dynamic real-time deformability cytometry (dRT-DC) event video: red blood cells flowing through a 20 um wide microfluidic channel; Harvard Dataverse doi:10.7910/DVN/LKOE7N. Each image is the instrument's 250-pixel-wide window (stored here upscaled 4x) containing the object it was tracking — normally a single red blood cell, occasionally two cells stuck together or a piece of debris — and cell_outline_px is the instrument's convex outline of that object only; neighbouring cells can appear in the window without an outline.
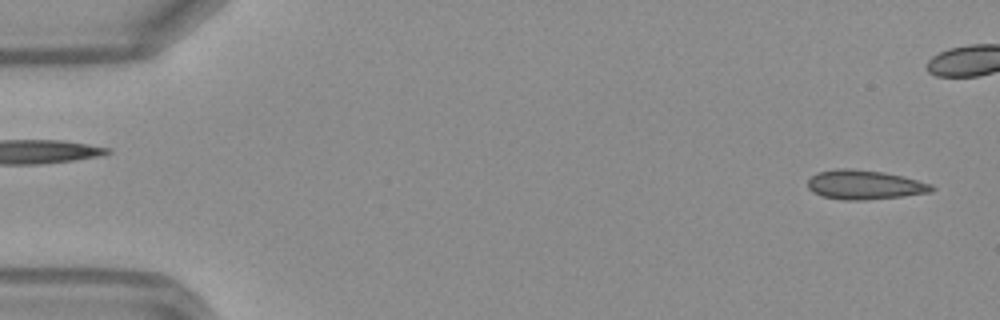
{"species": "Egyptian fruit bat (a non-hibernating species)", "species_latin": "Rousettus aegyptiacus", "temperature_condition": "warm", "stored_images_in_passage": 22, "camera_frame_rate_fps": 3000, "um_per_image_px": 0.085, "frame": {"image": 1, "passage_image": 1, "time_ms": 0.0, "image_size_px": [1000, 320], "cell_outline_px": [[936, 188], [932, 192], [900, 196], [864, 200], [844, 200], [820, 196], [812, 192], [808, 188], [808, 180], [816, 172], [836, 168], [852, 168], [884, 172], [904, 176], [932, 184]], "centroid_in_image_um": [73.47, 15.69], "position_along_channel_um": 11.5, "area_um2": 21.39}}
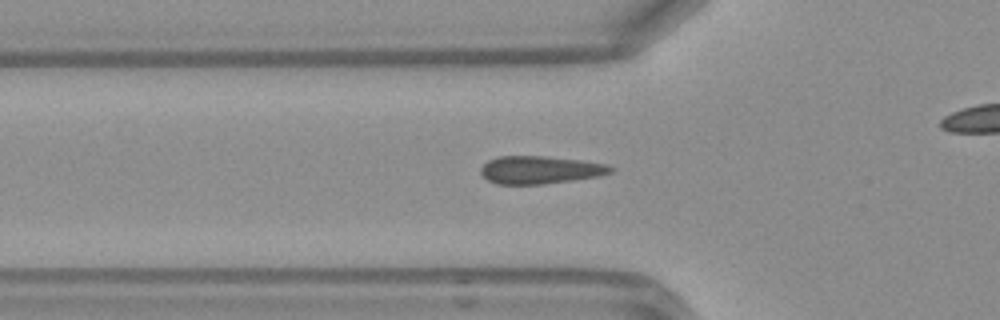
{"frame": {"image": 2, "passage_image": 15, "time_ms": 4.667, "image_size_px": [1000, 320], "cell_outline_px": [[616, 168], [612, 172], [600, 176], [544, 184], [496, 184], [488, 180], [480, 172], [480, 168], [488, 160], [500, 156], [544, 156], [580, 160], [608, 164]], "centroid_in_image_um": [45.93, 14.44], "position_along_channel_um": 79.9, "area_um2": 21.1}}
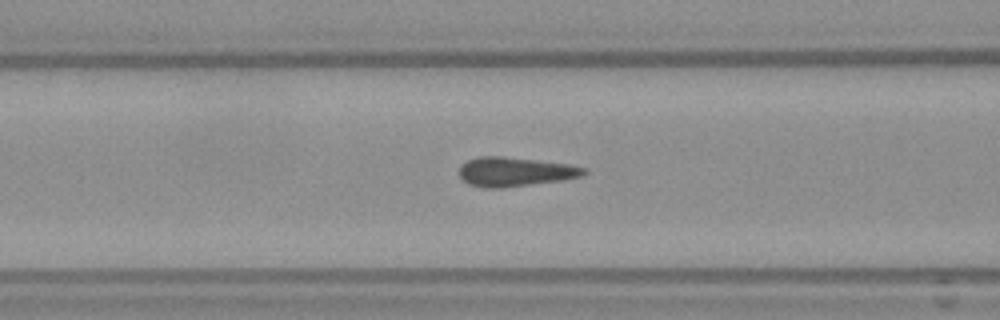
{"frame": {"image": 3, "passage_image": 18, "time_ms": 5.667, "image_size_px": [1000, 320], "cell_outline_px": [[588, 172], [584, 176], [564, 180], [504, 188], [484, 188], [468, 184], [460, 176], [460, 164], [468, 160], [480, 156], [504, 156], [568, 164], [588, 168]], "centroid_in_image_um": [43.81, 14.6], "position_along_channel_um": 122.8, "area_um2": 21.5}}